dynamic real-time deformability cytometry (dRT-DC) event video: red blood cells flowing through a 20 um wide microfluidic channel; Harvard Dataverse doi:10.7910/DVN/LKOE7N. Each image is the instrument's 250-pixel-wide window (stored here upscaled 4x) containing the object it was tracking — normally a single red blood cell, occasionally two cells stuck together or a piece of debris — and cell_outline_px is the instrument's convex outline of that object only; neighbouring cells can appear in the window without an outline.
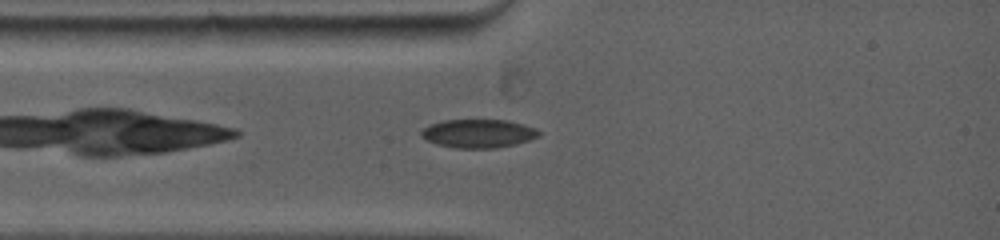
{"species": "common noctule bat (a hibernating species)", "species_latin": "Nyctalus noctula", "temperature_condition": "warm", "stored_images_in_passage": 40, "camera_frame_rate_fps": 5000, "um_per_image_px": 0.085, "animal": {"sex": "female", "body_mass_g": 19.0, "forearm_length_mm": 53.3}, "frame": {"image": 1, "passage_image": 5, "time_ms": 1.0, "image_size_px": [1000, 240], "cell_outline_px": [[540, 136], [516, 144], [496, 148], [452, 148], [436, 144], [420, 136], [420, 132], [428, 124], [444, 120], [508, 120], [524, 124], [536, 128], [540, 132]], "centroid_in_image_um": [40.65, 11.35], "position_along_channel_um": 44.3, "area_um2": 19.71}}
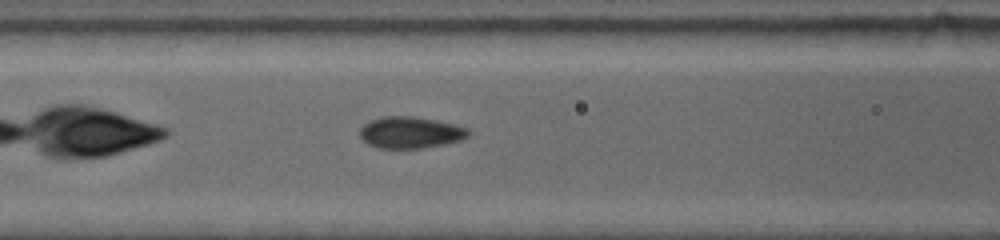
{"frame": {"image": 2, "passage_image": 16, "time_ms": 3.2, "image_size_px": [1000, 240], "cell_outline_px": [[472, 132], [464, 140], [424, 148], [376, 148], [368, 144], [360, 136], [360, 128], [364, 124], [372, 120], [384, 116], [412, 116], [436, 120], [456, 124], [468, 128]], "centroid_in_image_um": [34.94, 11.26], "position_along_channel_um": 131.7, "area_um2": 20.17}}
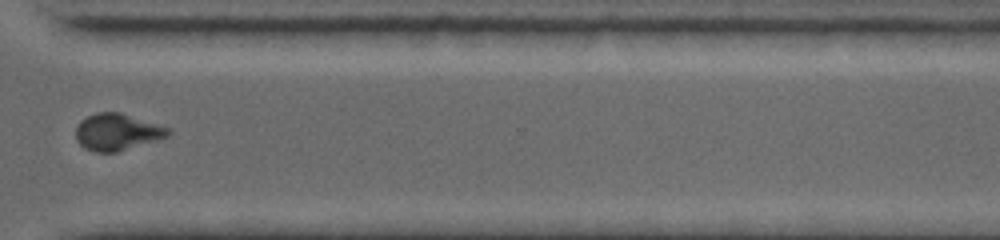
{"frame": {"image": 3, "passage_image": 34, "time_ms": 9.0, "image_size_px": [1000, 240], "cell_outline_px": [[172, 132], [168, 136], [156, 140], [116, 152], [96, 152], [84, 148], [76, 140], [76, 124], [80, 120], [96, 112], [120, 112], [168, 128]], "centroid_in_image_um": [9.91, 11.22], "position_along_channel_um": 360.7, "area_um2": 19.59}, "authors_computed_cell_mechanics": {"area_um2": 20.2589, "velocity_mm_per_s": 3.9417, "shape_relaxation_time_tau1_ms": null, "shape_relaxation_time_tau2_ms": 1.1856, "deformation_change_tau1": null, "deformation_change_tau2": 0.0515}}